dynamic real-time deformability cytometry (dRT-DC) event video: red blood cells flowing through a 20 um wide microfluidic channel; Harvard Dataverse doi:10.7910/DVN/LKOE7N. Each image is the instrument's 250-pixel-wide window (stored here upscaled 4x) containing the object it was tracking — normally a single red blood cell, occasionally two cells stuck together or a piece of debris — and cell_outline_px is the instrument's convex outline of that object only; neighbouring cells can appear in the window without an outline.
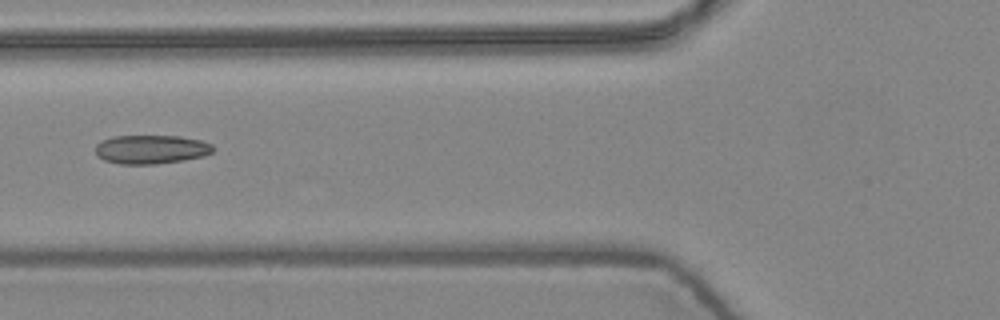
{"species": "common noctule bat (a hibernating species)", "species_latin": "Nyctalus noctula", "temperature_condition": "warm", "stored_images_in_passage": 5, "camera_frame_rate_fps": 3000, "um_per_image_px": 0.085, "animal": {"sex": "female", "body_mass_g": 24.6, "forearm_length_mm": 56.2}, "frame": {"image": 1, "passage_image": 4, "time_ms": 1.0, "image_size_px": [1000, 320], "cell_outline_px": [[216, 148], [212, 152], [204, 156], [184, 160], [156, 164], [120, 164], [104, 160], [96, 156], [96, 144], [100, 140], [112, 136], [180, 136], [200, 140], [212, 144]], "centroid_in_image_um": [12.84, 12.69], "position_along_channel_um": 113.0, "area_um2": 20.0}}
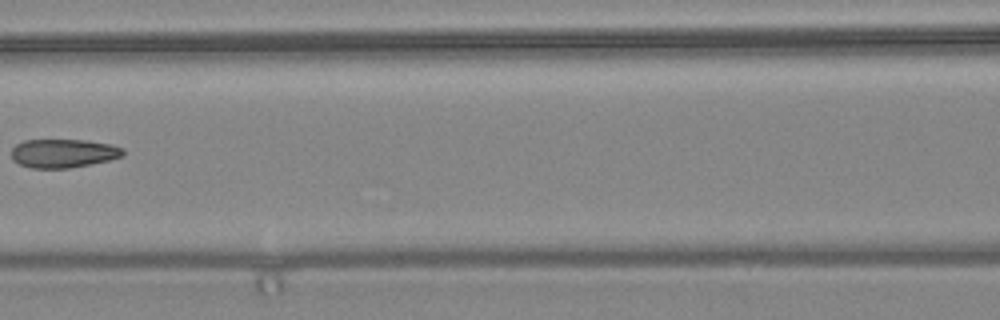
{"frame": {"image": 2, "passage_image": 5, "time_ms": 1.333, "image_size_px": [1000, 320], "cell_outline_px": [[124, 156], [108, 160], [68, 168], [32, 168], [20, 164], [12, 160], [12, 148], [16, 144], [24, 140], [88, 140], [112, 144], [124, 148]], "centroid_in_image_um": [5.39, 13.02], "position_along_channel_um": 161.2, "area_um2": 18.67}}